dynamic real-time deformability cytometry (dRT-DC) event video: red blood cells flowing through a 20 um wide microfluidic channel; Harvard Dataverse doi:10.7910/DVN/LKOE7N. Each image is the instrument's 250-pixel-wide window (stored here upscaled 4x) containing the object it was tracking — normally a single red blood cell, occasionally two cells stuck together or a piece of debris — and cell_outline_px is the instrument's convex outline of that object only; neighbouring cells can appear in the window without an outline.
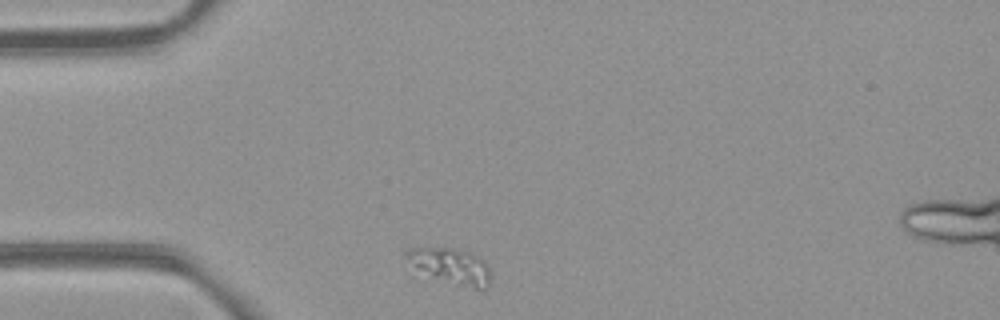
{"species": "common noctule bat (a hibernating species)", "species_latin": "Nyctalus noctula", "temperature_condition": "room temperature", "stored_images_in_passage": 5, "camera_frame_rate_fps": 3000, "um_per_image_px": 0.085, "animal": {"sex": "female", "body_mass_g": 21.9}, "frame": {"image": 1, "passage_image": 1, "time_ms": 0.0, "image_size_px": [1000, 320], "cell_outline_px": [[488, 288], [484, 292], [480, 292], [456, 284], [436, 276], [420, 268], [404, 256], [404, 252], [412, 248], [452, 248], [468, 252], [480, 256], [488, 264]], "centroid_in_image_um": [38.46, 22.62], "position_along_channel_um": 46.5, "area_um2": 16.88}}
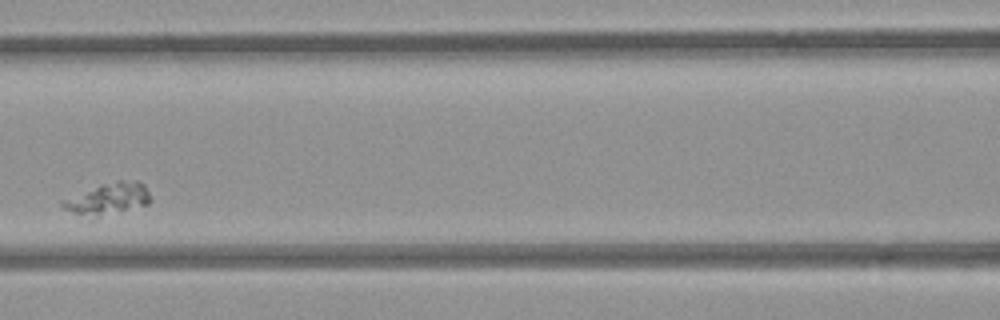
{"frame": {"image": 2, "passage_image": 4, "time_ms": 1.0, "image_size_px": [1000, 320], "cell_outline_px": [[152, 200], [148, 204], [96, 220], [92, 220], [72, 212], [64, 208], [60, 204], [60, 200], [100, 184], [116, 180], [140, 180], [144, 184]], "centroid_in_image_um": [9.17, 16.93], "position_along_channel_um": 157.4, "area_um2": 17.05}}
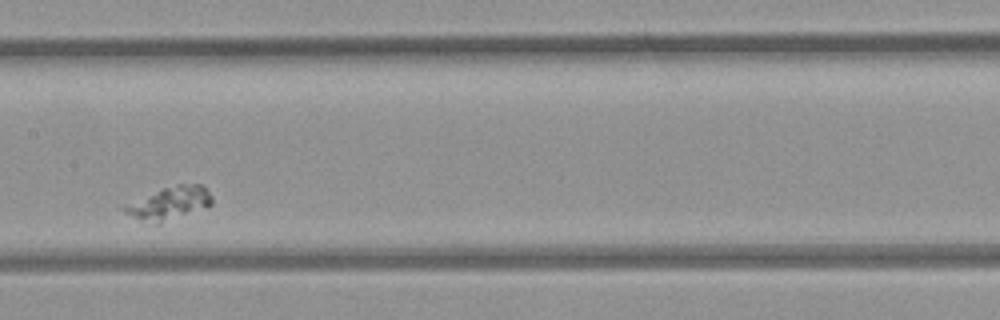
{"frame": {"image": 3, "passage_image": 5, "time_ms": 1.333, "image_size_px": [1000, 320], "cell_outline_px": [[212, 204], [208, 208], [156, 224], [124, 212], [124, 208], [164, 188], [180, 184], [204, 184], [212, 196]], "centroid_in_image_um": [14.59, 17.26], "position_along_channel_um": 192.8, "area_um2": 15.9}}